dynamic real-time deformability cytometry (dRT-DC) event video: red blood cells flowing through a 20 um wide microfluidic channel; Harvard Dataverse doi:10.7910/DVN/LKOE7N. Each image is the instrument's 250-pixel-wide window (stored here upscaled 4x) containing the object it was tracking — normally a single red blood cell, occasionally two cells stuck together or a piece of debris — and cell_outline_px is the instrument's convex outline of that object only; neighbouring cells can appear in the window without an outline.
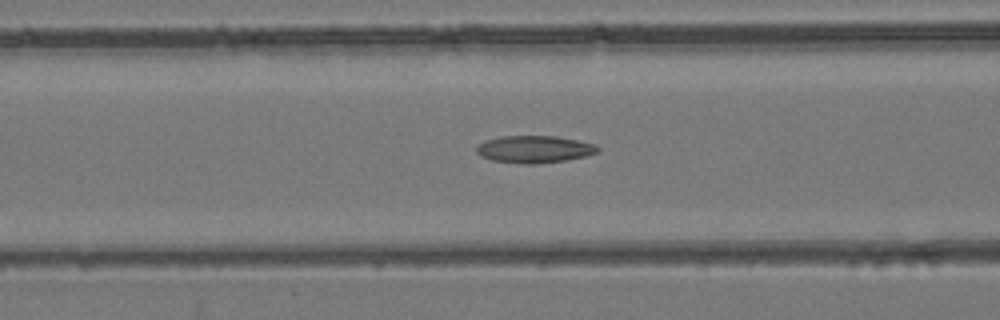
{"species": "common noctule bat (a hibernating species)", "species_latin": "Nyctalus noctula", "temperature_condition": "room temperature", "stored_images_in_passage": 22, "camera_frame_rate_fps": 3000, "um_per_image_px": 0.085, "animal": {"sex": "female", "body_mass_g": 24.6, "forearm_length_mm": 56.2}, "frame": {"image": 1, "passage_image": 19, "time_ms": 6.0, "image_size_px": [1000, 320], "cell_outline_px": [[600, 148], [596, 152], [584, 156], [564, 160], [532, 164], [520, 164], [492, 160], [480, 156], [476, 152], [476, 144], [484, 140], [500, 136], [556, 136], [596, 144]], "centroid_in_image_um": [45.35, 12.68], "position_along_channel_um": 121.3, "area_um2": 19.25}}
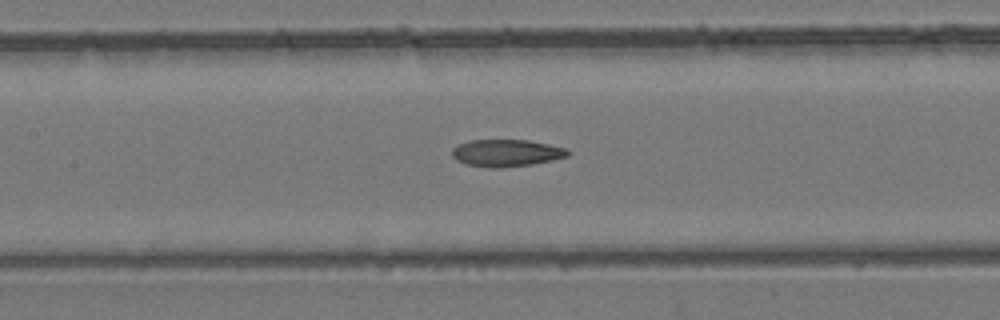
{"frame": {"image": 2, "passage_image": 22, "time_ms": 7.0, "image_size_px": [1000, 320], "cell_outline_px": [[572, 152], [568, 156], [552, 160], [532, 164], [496, 168], [492, 168], [464, 164], [456, 160], [452, 156], [452, 148], [460, 144], [472, 140], [528, 140], [568, 148]], "centroid_in_image_um": [43.06, 13.0], "position_along_channel_um": 164.3, "area_um2": 18.32}}